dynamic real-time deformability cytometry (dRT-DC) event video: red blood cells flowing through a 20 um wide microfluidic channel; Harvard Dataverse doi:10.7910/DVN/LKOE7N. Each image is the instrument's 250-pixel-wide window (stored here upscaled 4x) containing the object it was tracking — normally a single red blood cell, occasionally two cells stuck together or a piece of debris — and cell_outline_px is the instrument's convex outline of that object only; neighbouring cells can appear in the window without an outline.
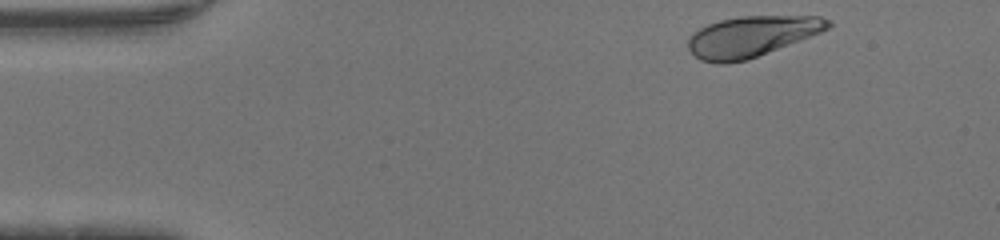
{"species": "human", "species_latin": "Homo sapiens", "temperature_condition": "warm", "stored_images_in_passage": 43, "camera_frame_rate_fps": 3000, "um_per_image_px": 0.085, "donor": {"sex": "male"}, "frame": {"image": 1, "passage_image": 2, "time_ms": 0.333, "image_size_px": [1000, 240], "cell_outline_px": [[832, 24], [828, 28], [820, 32], [748, 60], [724, 64], [716, 64], [700, 60], [688, 48], [688, 36], [692, 32], [708, 24], [720, 20], [740, 16], [820, 16], [832, 20]], "centroid_in_image_um": [63.85, 3.1], "position_along_channel_um": 21.2, "area_um2": 33.18}}
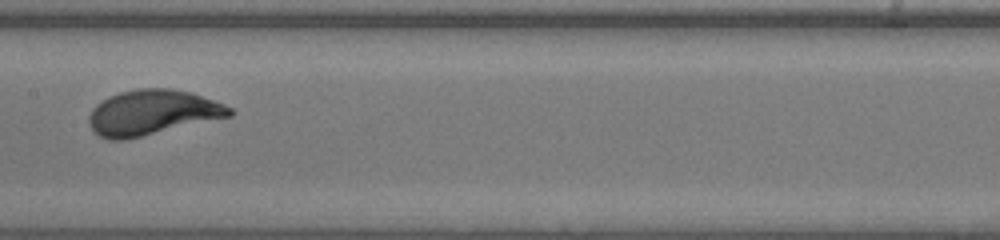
{"frame": {"image": 2, "passage_image": 20, "time_ms": 6.333, "image_size_px": [1000, 240], "cell_outline_px": [[236, 112], [232, 116], [124, 140], [108, 140], [100, 136], [88, 124], [88, 116], [92, 108], [96, 104], [120, 92], [140, 88], [172, 88], [188, 92], [224, 104], [232, 108]], "centroid_in_image_um": [12.95, 9.57], "position_along_channel_um": 194.5, "area_um2": 36.76}}
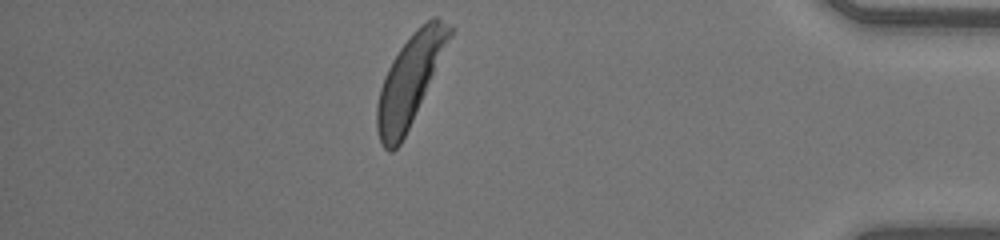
{"frame": {"image": 3, "passage_image": 37, "time_ms": 12.0, "image_size_px": [1000, 240], "cell_outline_px": [[456, 28], [412, 120], [400, 144], [392, 152], [388, 152], [380, 144], [376, 128], [376, 104], [380, 88], [384, 76], [392, 60], [400, 48], [416, 28], [420, 24], [432, 16], [436, 16]], "centroid_in_image_um": [34.83, 6.78], "position_along_channel_um": 400.4, "area_um2": 37.69}}